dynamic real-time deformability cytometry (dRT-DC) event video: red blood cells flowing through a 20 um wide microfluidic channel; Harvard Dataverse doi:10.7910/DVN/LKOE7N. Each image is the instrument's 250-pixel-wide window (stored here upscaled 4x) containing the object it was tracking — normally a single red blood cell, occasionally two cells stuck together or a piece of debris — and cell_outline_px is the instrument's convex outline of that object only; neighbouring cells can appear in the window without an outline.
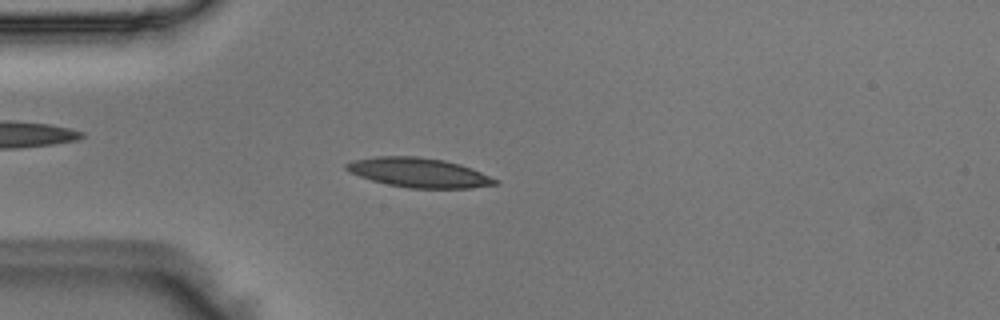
{"species": "Egyptian fruit bat (a non-hibernating species)", "species_latin": "Rousettus aegyptiacus", "temperature_condition": "room temperature", "stored_images_in_passage": 47, "camera_frame_rate_fps": 3000, "um_per_image_px": 0.085, "animal": {"sex": "male"}, "frame": {"image": 1, "passage_image": 10, "time_ms": 3.0, "image_size_px": [1000, 320], "cell_outline_px": [[500, 184], [472, 188], [408, 188], [388, 184], [372, 180], [348, 172], [344, 168], [344, 164], [352, 160], [376, 156], [416, 156], [444, 160], [460, 164], [472, 168], [500, 180]], "centroid_in_image_um": [35.62, 14.67], "position_along_channel_um": 49.4, "area_um2": 25.78}}
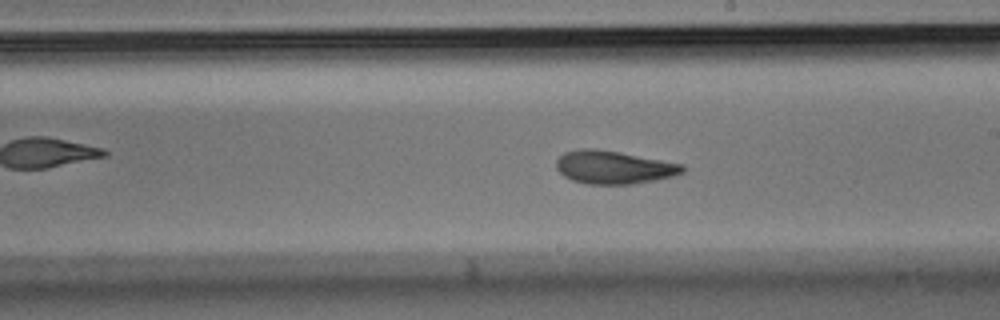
{"frame": {"image": 2, "passage_image": 25, "time_ms": 8.0, "image_size_px": [1000, 320], "cell_outline_px": [[684, 172], [672, 176], [656, 180], [632, 184], [588, 184], [572, 180], [564, 176], [556, 168], [556, 160], [564, 152], [580, 148], [596, 148], [620, 152], [684, 164]], "centroid_in_image_um": [52.16, 14.21], "position_along_channel_um": 236.8, "area_um2": 24.45}}
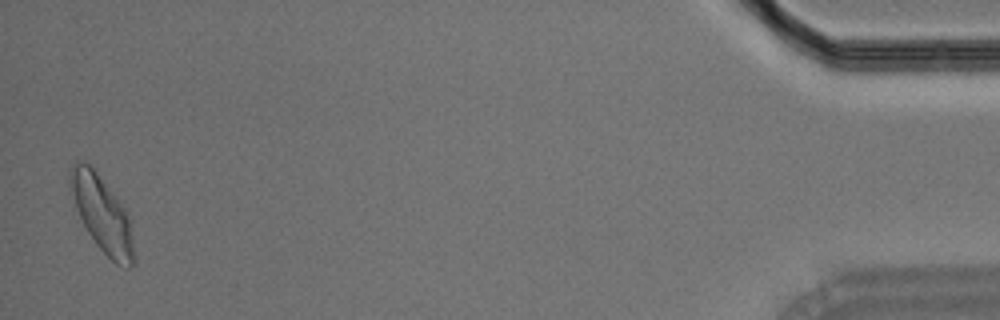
{"frame": {"image": 3, "passage_image": 46, "time_ms": 15.0, "image_size_px": [1000, 320], "cell_outline_px": [[136, 260], [132, 268], [128, 268], [116, 264], [96, 244], [88, 232], [76, 208], [68, 184], [68, 168], [76, 160], [84, 160], [96, 172], [120, 204], [128, 216]], "centroid_in_image_um": [8.64, 18.19], "position_along_channel_um": 426.6, "area_um2": 27.69}}